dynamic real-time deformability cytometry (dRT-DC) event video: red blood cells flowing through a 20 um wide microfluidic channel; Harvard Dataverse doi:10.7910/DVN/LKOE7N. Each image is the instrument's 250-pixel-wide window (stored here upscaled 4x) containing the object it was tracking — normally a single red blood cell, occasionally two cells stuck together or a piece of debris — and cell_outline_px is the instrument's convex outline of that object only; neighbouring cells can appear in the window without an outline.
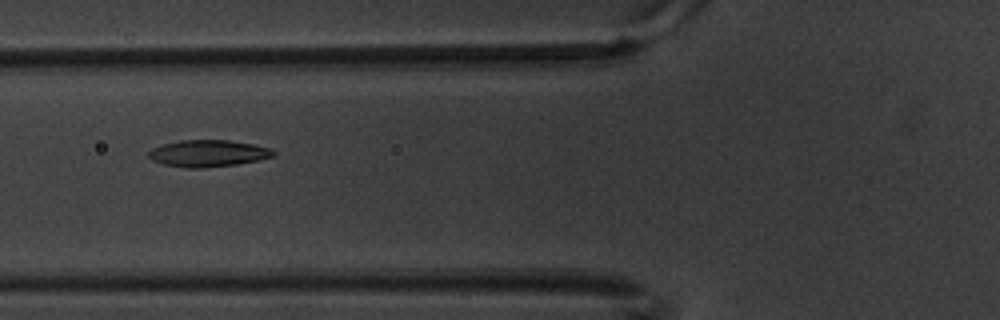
{"species": "common noctule bat (a hibernating species)", "species_latin": "Nyctalus noctula", "temperature_condition": "warm", "stored_images_in_passage": 10, "camera_frame_rate_fps": 3000, "um_per_image_px": 0.085, "animal": {"sex": "male", "body_mass_g": 20.1, "forearm_length_mm": 53.5}, "frame": {"image": 1, "passage_image": 7, "time_ms": 2.0, "image_size_px": [1000, 320], "cell_outline_px": [[276, 156], [236, 164], [204, 168], [184, 168], [164, 164], [152, 160], [148, 156], [148, 152], [152, 148], [164, 144], [180, 140], [228, 140], [252, 144], [272, 148], [276, 152]], "centroid_in_image_um": [17.7, 13.04], "position_along_channel_um": 108.1, "area_um2": 19.48}}
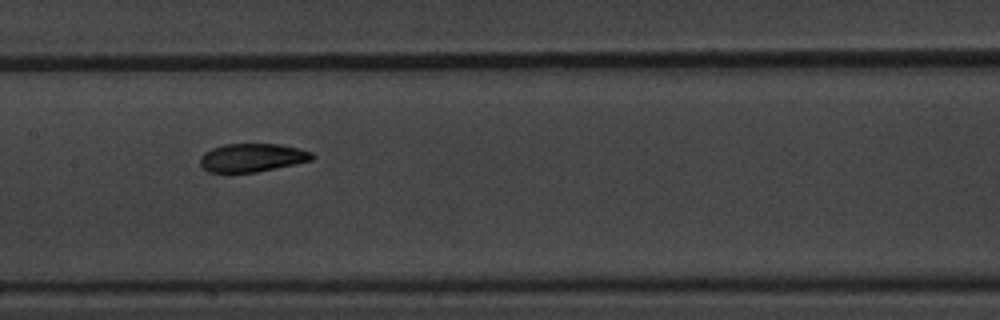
{"frame": {"image": 2, "passage_image": 9, "time_ms": 2.667, "image_size_px": [1000, 320], "cell_outline_px": [[316, 156], [312, 160], [256, 172], [208, 172], [200, 164], [200, 156], [204, 152], [212, 148], [224, 144], [280, 144], [312, 152]], "centroid_in_image_um": [21.42, 13.39], "position_along_channel_um": 186.0, "area_um2": 18.38}}
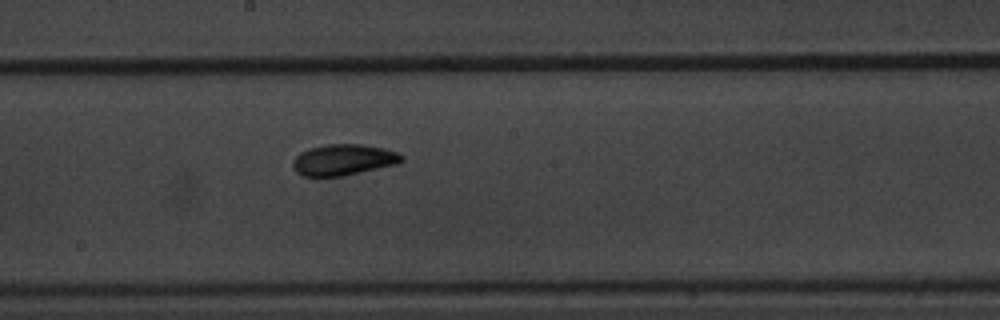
{"frame": {"image": 3, "passage_image": 10, "time_ms": 3.0, "image_size_px": [1000, 320], "cell_outline_px": [[404, 160], [400, 164], [344, 176], [316, 180], [304, 176], [296, 172], [292, 168], [292, 160], [300, 152], [308, 148], [328, 144], [360, 144], [384, 148], [396, 152], [404, 156]], "centroid_in_image_um": [29.15, 13.63], "position_along_channel_um": 219.0, "area_um2": 20.58}}